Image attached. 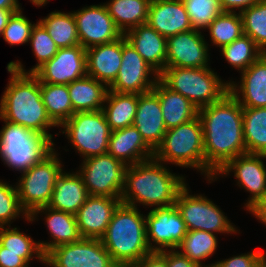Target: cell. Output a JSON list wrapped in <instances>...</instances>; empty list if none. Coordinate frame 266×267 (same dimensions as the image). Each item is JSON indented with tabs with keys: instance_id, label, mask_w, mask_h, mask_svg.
Wrapping results in <instances>:
<instances>
[{
	"instance_id": "cell-1",
	"label": "cell",
	"mask_w": 266,
	"mask_h": 267,
	"mask_svg": "<svg viewBox=\"0 0 266 267\" xmlns=\"http://www.w3.org/2000/svg\"><path fill=\"white\" fill-rule=\"evenodd\" d=\"M203 126L206 165L217 174L230 160L246 153L243 107L228 92L221 100L198 109Z\"/></svg>"
},
{
	"instance_id": "cell-2",
	"label": "cell",
	"mask_w": 266,
	"mask_h": 267,
	"mask_svg": "<svg viewBox=\"0 0 266 267\" xmlns=\"http://www.w3.org/2000/svg\"><path fill=\"white\" fill-rule=\"evenodd\" d=\"M187 184L184 175L173 173L153 157L127 166L120 199L132 207H168L175 205L179 192Z\"/></svg>"
},
{
	"instance_id": "cell-3",
	"label": "cell",
	"mask_w": 266,
	"mask_h": 267,
	"mask_svg": "<svg viewBox=\"0 0 266 267\" xmlns=\"http://www.w3.org/2000/svg\"><path fill=\"white\" fill-rule=\"evenodd\" d=\"M10 78L0 99V117L47 135L53 141L52 127H57L47 115L42 101L40 81L33 74L18 72L7 66Z\"/></svg>"
},
{
	"instance_id": "cell-4",
	"label": "cell",
	"mask_w": 266,
	"mask_h": 267,
	"mask_svg": "<svg viewBox=\"0 0 266 267\" xmlns=\"http://www.w3.org/2000/svg\"><path fill=\"white\" fill-rule=\"evenodd\" d=\"M140 212L139 207L121 203L101 238L103 246L118 265L137 264L152 252L146 239L145 215Z\"/></svg>"
},
{
	"instance_id": "cell-5",
	"label": "cell",
	"mask_w": 266,
	"mask_h": 267,
	"mask_svg": "<svg viewBox=\"0 0 266 267\" xmlns=\"http://www.w3.org/2000/svg\"><path fill=\"white\" fill-rule=\"evenodd\" d=\"M154 158L167 165L197 169L208 183L215 181L216 174L205 163L203 126L199 116L168 129L154 151Z\"/></svg>"
},
{
	"instance_id": "cell-6",
	"label": "cell",
	"mask_w": 266,
	"mask_h": 267,
	"mask_svg": "<svg viewBox=\"0 0 266 267\" xmlns=\"http://www.w3.org/2000/svg\"><path fill=\"white\" fill-rule=\"evenodd\" d=\"M159 80L198 109L221 100L229 92L230 85L228 80H222L210 67H165L159 74Z\"/></svg>"
},
{
	"instance_id": "cell-7",
	"label": "cell",
	"mask_w": 266,
	"mask_h": 267,
	"mask_svg": "<svg viewBox=\"0 0 266 267\" xmlns=\"http://www.w3.org/2000/svg\"><path fill=\"white\" fill-rule=\"evenodd\" d=\"M4 121L0 130V158L7 167L20 173L41 162L55 148L44 134Z\"/></svg>"
},
{
	"instance_id": "cell-8",
	"label": "cell",
	"mask_w": 266,
	"mask_h": 267,
	"mask_svg": "<svg viewBox=\"0 0 266 267\" xmlns=\"http://www.w3.org/2000/svg\"><path fill=\"white\" fill-rule=\"evenodd\" d=\"M58 155L54 149L41 162L21 173L16 183L20 206L29 216L50 202L56 180L64 166Z\"/></svg>"
},
{
	"instance_id": "cell-9",
	"label": "cell",
	"mask_w": 266,
	"mask_h": 267,
	"mask_svg": "<svg viewBox=\"0 0 266 267\" xmlns=\"http://www.w3.org/2000/svg\"><path fill=\"white\" fill-rule=\"evenodd\" d=\"M61 127L82 160L107 153L111 129L102 110L76 112Z\"/></svg>"
},
{
	"instance_id": "cell-10",
	"label": "cell",
	"mask_w": 266,
	"mask_h": 267,
	"mask_svg": "<svg viewBox=\"0 0 266 267\" xmlns=\"http://www.w3.org/2000/svg\"><path fill=\"white\" fill-rule=\"evenodd\" d=\"M188 184L179 192L175 206L186 223L188 231L211 233H240L225 213L212 200L202 194H189ZM238 231V232H237Z\"/></svg>"
},
{
	"instance_id": "cell-11",
	"label": "cell",
	"mask_w": 266,
	"mask_h": 267,
	"mask_svg": "<svg viewBox=\"0 0 266 267\" xmlns=\"http://www.w3.org/2000/svg\"><path fill=\"white\" fill-rule=\"evenodd\" d=\"M77 172L90 196L121 198L127 165L106 153L85 158Z\"/></svg>"
},
{
	"instance_id": "cell-12",
	"label": "cell",
	"mask_w": 266,
	"mask_h": 267,
	"mask_svg": "<svg viewBox=\"0 0 266 267\" xmlns=\"http://www.w3.org/2000/svg\"><path fill=\"white\" fill-rule=\"evenodd\" d=\"M47 267H117L101 239L82 238L51 249L45 255Z\"/></svg>"
},
{
	"instance_id": "cell-13",
	"label": "cell",
	"mask_w": 266,
	"mask_h": 267,
	"mask_svg": "<svg viewBox=\"0 0 266 267\" xmlns=\"http://www.w3.org/2000/svg\"><path fill=\"white\" fill-rule=\"evenodd\" d=\"M158 80L159 74L123 35L121 66L115 81L108 87L109 90L119 93L143 94L152 91Z\"/></svg>"
},
{
	"instance_id": "cell-14",
	"label": "cell",
	"mask_w": 266,
	"mask_h": 267,
	"mask_svg": "<svg viewBox=\"0 0 266 267\" xmlns=\"http://www.w3.org/2000/svg\"><path fill=\"white\" fill-rule=\"evenodd\" d=\"M145 221L146 239L151 251L176 249L188 232L175 205L150 209Z\"/></svg>"
},
{
	"instance_id": "cell-15",
	"label": "cell",
	"mask_w": 266,
	"mask_h": 267,
	"mask_svg": "<svg viewBox=\"0 0 266 267\" xmlns=\"http://www.w3.org/2000/svg\"><path fill=\"white\" fill-rule=\"evenodd\" d=\"M72 12L80 45L85 49L114 42L123 36L104 3L92 4Z\"/></svg>"
},
{
	"instance_id": "cell-16",
	"label": "cell",
	"mask_w": 266,
	"mask_h": 267,
	"mask_svg": "<svg viewBox=\"0 0 266 267\" xmlns=\"http://www.w3.org/2000/svg\"><path fill=\"white\" fill-rule=\"evenodd\" d=\"M266 155L245 153L230 160L218 173L214 180L220 176L225 177L234 172L235 181L240 188L242 187L250 196L245 203L248 210L258 200L266 196ZM223 175V176H222Z\"/></svg>"
},
{
	"instance_id": "cell-17",
	"label": "cell",
	"mask_w": 266,
	"mask_h": 267,
	"mask_svg": "<svg viewBox=\"0 0 266 267\" xmlns=\"http://www.w3.org/2000/svg\"><path fill=\"white\" fill-rule=\"evenodd\" d=\"M33 75L44 83L68 85L87 75L86 49L81 45L59 48Z\"/></svg>"
},
{
	"instance_id": "cell-18",
	"label": "cell",
	"mask_w": 266,
	"mask_h": 267,
	"mask_svg": "<svg viewBox=\"0 0 266 267\" xmlns=\"http://www.w3.org/2000/svg\"><path fill=\"white\" fill-rule=\"evenodd\" d=\"M202 31L192 29L167 38L165 67H210V53Z\"/></svg>"
},
{
	"instance_id": "cell-19",
	"label": "cell",
	"mask_w": 266,
	"mask_h": 267,
	"mask_svg": "<svg viewBox=\"0 0 266 267\" xmlns=\"http://www.w3.org/2000/svg\"><path fill=\"white\" fill-rule=\"evenodd\" d=\"M121 203L118 198L89 196L75 214L82 238L101 239Z\"/></svg>"
},
{
	"instance_id": "cell-20",
	"label": "cell",
	"mask_w": 266,
	"mask_h": 267,
	"mask_svg": "<svg viewBox=\"0 0 266 267\" xmlns=\"http://www.w3.org/2000/svg\"><path fill=\"white\" fill-rule=\"evenodd\" d=\"M240 73V82L229 81V92L242 107H266V53Z\"/></svg>"
},
{
	"instance_id": "cell-21",
	"label": "cell",
	"mask_w": 266,
	"mask_h": 267,
	"mask_svg": "<svg viewBox=\"0 0 266 267\" xmlns=\"http://www.w3.org/2000/svg\"><path fill=\"white\" fill-rule=\"evenodd\" d=\"M133 125L145 143L155 151L167 131L159 97L153 92L138 94V105Z\"/></svg>"
},
{
	"instance_id": "cell-22",
	"label": "cell",
	"mask_w": 266,
	"mask_h": 267,
	"mask_svg": "<svg viewBox=\"0 0 266 267\" xmlns=\"http://www.w3.org/2000/svg\"><path fill=\"white\" fill-rule=\"evenodd\" d=\"M45 214V224L50 233L51 241H38L44 255L51 249L62 245L77 242L82 239L74 214L54 210L48 206L36 209L27 219L29 222L38 220V214Z\"/></svg>"
},
{
	"instance_id": "cell-23",
	"label": "cell",
	"mask_w": 266,
	"mask_h": 267,
	"mask_svg": "<svg viewBox=\"0 0 266 267\" xmlns=\"http://www.w3.org/2000/svg\"><path fill=\"white\" fill-rule=\"evenodd\" d=\"M147 23L166 38L193 29L182 0H151Z\"/></svg>"
},
{
	"instance_id": "cell-24",
	"label": "cell",
	"mask_w": 266,
	"mask_h": 267,
	"mask_svg": "<svg viewBox=\"0 0 266 267\" xmlns=\"http://www.w3.org/2000/svg\"><path fill=\"white\" fill-rule=\"evenodd\" d=\"M122 61V37L86 49L87 75L109 87L116 79Z\"/></svg>"
},
{
	"instance_id": "cell-25",
	"label": "cell",
	"mask_w": 266,
	"mask_h": 267,
	"mask_svg": "<svg viewBox=\"0 0 266 267\" xmlns=\"http://www.w3.org/2000/svg\"><path fill=\"white\" fill-rule=\"evenodd\" d=\"M124 36L158 74L164 70L167 57L166 37L159 34L148 23L128 30Z\"/></svg>"
},
{
	"instance_id": "cell-26",
	"label": "cell",
	"mask_w": 266,
	"mask_h": 267,
	"mask_svg": "<svg viewBox=\"0 0 266 267\" xmlns=\"http://www.w3.org/2000/svg\"><path fill=\"white\" fill-rule=\"evenodd\" d=\"M107 153L127 166L154 157V151L145 143L134 125L111 131Z\"/></svg>"
},
{
	"instance_id": "cell-27",
	"label": "cell",
	"mask_w": 266,
	"mask_h": 267,
	"mask_svg": "<svg viewBox=\"0 0 266 267\" xmlns=\"http://www.w3.org/2000/svg\"><path fill=\"white\" fill-rule=\"evenodd\" d=\"M89 196L80 174L63 170L56 180L47 206L54 210L75 215Z\"/></svg>"
},
{
	"instance_id": "cell-28",
	"label": "cell",
	"mask_w": 266,
	"mask_h": 267,
	"mask_svg": "<svg viewBox=\"0 0 266 267\" xmlns=\"http://www.w3.org/2000/svg\"><path fill=\"white\" fill-rule=\"evenodd\" d=\"M152 91L159 97L167 130L198 116V108L192 102L181 94L171 91L160 80L156 82Z\"/></svg>"
},
{
	"instance_id": "cell-29",
	"label": "cell",
	"mask_w": 266,
	"mask_h": 267,
	"mask_svg": "<svg viewBox=\"0 0 266 267\" xmlns=\"http://www.w3.org/2000/svg\"><path fill=\"white\" fill-rule=\"evenodd\" d=\"M73 111L102 110L109 88L102 82L86 75L67 85Z\"/></svg>"
},
{
	"instance_id": "cell-30",
	"label": "cell",
	"mask_w": 266,
	"mask_h": 267,
	"mask_svg": "<svg viewBox=\"0 0 266 267\" xmlns=\"http://www.w3.org/2000/svg\"><path fill=\"white\" fill-rule=\"evenodd\" d=\"M137 105L138 94L108 90L102 111L111 131L133 125Z\"/></svg>"
},
{
	"instance_id": "cell-31",
	"label": "cell",
	"mask_w": 266,
	"mask_h": 267,
	"mask_svg": "<svg viewBox=\"0 0 266 267\" xmlns=\"http://www.w3.org/2000/svg\"><path fill=\"white\" fill-rule=\"evenodd\" d=\"M151 0H110L104 3L116 27L124 35L148 21Z\"/></svg>"
},
{
	"instance_id": "cell-32",
	"label": "cell",
	"mask_w": 266,
	"mask_h": 267,
	"mask_svg": "<svg viewBox=\"0 0 266 267\" xmlns=\"http://www.w3.org/2000/svg\"><path fill=\"white\" fill-rule=\"evenodd\" d=\"M40 91L47 115L61 127L75 113L67 85L40 82Z\"/></svg>"
},
{
	"instance_id": "cell-33",
	"label": "cell",
	"mask_w": 266,
	"mask_h": 267,
	"mask_svg": "<svg viewBox=\"0 0 266 267\" xmlns=\"http://www.w3.org/2000/svg\"><path fill=\"white\" fill-rule=\"evenodd\" d=\"M218 237L216 234L202 230L188 231L179 243L176 250L188 257L199 267H212L213 264L202 263L203 260L209 259L217 249Z\"/></svg>"
},
{
	"instance_id": "cell-34",
	"label": "cell",
	"mask_w": 266,
	"mask_h": 267,
	"mask_svg": "<svg viewBox=\"0 0 266 267\" xmlns=\"http://www.w3.org/2000/svg\"><path fill=\"white\" fill-rule=\"evenodd\" d=\"M48 31L58 48H69L80 45L76 21L73 12H50L38 20Z\"/></svg>"
},
{
	"instance_id": "cell-35",
	"label": "cell",
	"mask_w": 266,
	"mask_h": 267,
	"mask_svg": "<svg viewBox=\"0 0 266 267\" xmlns=\"http://www.w3.org/2000/svg\"><path fill=\"white\" fill-rule=\"evenodd\" d=\"M246 153L266 155V107H243Z\"/></svg>"
},
{
	"instance_id": "cell-36",
	"label": "cell",
	"mask_w": 266,
	"mask_h": 267,
	"mask_svg": "<svg viewBox=\"0 0 266 267\" xmlns=\"http://www.w3.org/2000/svg\"><path fill=\"white\" fill-rule=\"evenodd\" d=\"M29 43L33 50L32 53L37 60V64L28 71L19 60L9 62L7 66L21 73L33 74L40 66L48 62L59 49L48 31L39 21L35 23L32 29L28 44Z\"/></svg>"
},
{
	"instance_id": "cell-37",
	"label": "cell",
	"mask_w": 266,
	"mask_h": 267,
	"mask_svg": "<svg viewBox=\"0 0 266 267\" xmlns=\"http://www.w3.org/2000/svg\"><path fill=\"white\" fill-rule=\"evenodd\" d=\"M228 64L239 72L247 69L264 52L256 45L252 38L242 34L238 39L220 49Z\"/></svg>"
},
{
	"instance_id": "cell-38",
	"label": "cell",
	"mask_w": 266,
	"mask_h": 267,
	"mask_svg": "<svg viewBox=\"0 0 266 267\" xmlns=\"http://www.w3.org/2000/svg\"><path fill=\"white\" fill-rule=\"evenodd\" d=\"M206 29L209 31L211 43L221 49L243 34L241 15L239 12H222Z\"/></svg>"
},
{
	"instance_id": "cell-39",
	"label": "cell",
	"mask_w": 266,
	"mask_h": 267,
	"mask_svg": "<svg viewBox=\"0 0 266 267\" xmlns=\"http://www.w3.org/2000/svg\"><path fill=\"white\" fill-rule=\"evenodd\" d=\"M243 34L248 35L266 53V0H260L240 12Z\"/></svg>"
},
{
	"instance_id": "cell-40",
	"label": "cell",
	"mask_w": 266,
	"mask_h": 267,
	"mask_svg": "<svg viewBox=\"0 0 266 267\" xmlns=\"http://www.w3.org/2000/svg\"><path fill=\"white\" fill-rule=\"evenodd\" d=\"M193 29L206 30L223 11L220 0H182Z\"/></svg>"
},
{
	"instance_id": "cell-41",
	"label": "cell",
	"mask_w": 266,
	"mask_h": 267,
	"mask_svg": "<svg viewBox=\"0 0 266 267\" xmlns=\"http://www.w3.org/2000/svg\"><path fill=\"white\" fill-rule=\"evenodd\" d=\"M20 216L29 218L20 206L16 185L0 180V226H11Z\"/></svg>"
},
{
	"instance_id": "cell-42",
	"label": "cell",
	"mask_w": 266,
	"mask_h": 267,
	"mask_svg": "<svg viewBox=\"0 0 266 267\" xmlns=\"http://www.w3.org/2000/svg\"><path fill=\"white\" fill-rule=\"evenodd\" d=\"M19 230L17 227L0 226V244L3 246V252L43 253L38 241Z\"/></svg>"
},
{
	"instance_id": "cell-43",
	"label": "cell",
	"mask_w": 266,
	"mask_h": 267,
	"mask_svg": "<svg viewBox=\"0 0 266 267\" xmlns=\"http://www.w3.org/2000/svg\"><path fill=\"white\" fill-rule=\"evenodd\" d=\"M34 23L23 15L22 8L14 12L2 33L3 39L11 46L29 42Z\"/></svg>"
},
{
	"instance_id": "cell-44",
	"label": "cell",
	"mask_w": 266,
	"mask_h": 267,
	"mask_svg": "<svg viewBox=\"0 0 266 267\" xmlns=\"http://www.w3.org/2000/svg\"><path fill=\"white\" fill-rule=\"evenodd\" d=\"M33 259L45 264L43 253L3 252V246L0 244V267H29L30 261Z\"/></svg>"
},
{
	"instance_id": "cell-45",
	"label": "cell",
	"mask_w": 266,
	"mask_h": 267,
	"mask_svg": "<svg viewBox=\"0 0 266 267\" xmlns=\"http://www.w3.org/2000/svg\"><path fill=\"white\" fill-rule=\"evenodd\" d=\"M263 253V250L255 249L249 253H242L214 262L212 267H257Z\"/></svg>"
},
{
	"instance_id": "cell-46",
	"label": "cell",
	"mask_w": 266,
	"mask_h": 267,
	"mask_svg": "<svg viewBox=\"0 0 266 267\" xmlns=\"http://www.w3.org/2000/svg\"><path fill=\"white\" fill-rule=\"evenodd\" d=\"M138 267H167V250L152 251L137 264Z\"/></svg>"
},
{
	"instance_id": "cell-47",
	"label": "cell",
	"mask_w": 266,
	"mask_h": 267,
	"mask_svg": "<svg viewBox=\"0 0 266 267\" xmlns=\"http://www.w3.org/2000/svg\"><path fill=\"white\" fill-rule=\"evenodd\" d=\"M167 267H199L176 249L167 250Z\"/></svg>"
},
{
	"instance_id": "cell-48",
	"label": "cell",
	"mask_w": 266,
	"mask_h": 267,
	"mask_svg": "<svg viewBox=\"0 0 266 267\" xmlns=\"http://www.w3.org/2000/svg\"><path fill=\"white\" fill-rule=\"evenodd\" d=\"M260 0H220L221 7L224 12H238L254 5Z\"/></svg>"
},
{
	"instance_id": "cell-49",
	"label": "cell",
	"mask_w": 266,
	"mask_h": 267,
	"mask_svg": "<svg viewBox=\"0 0 266 267\" xmlns=\"http://www.w3.org/2000/svg\"><path fill=\"white\" fill-rule=\"evenodd\" d=\"M255 218H257L261 224L266 226V196L258 200L252 207L248 210Z\"/></svg>"
},
{
	"instance_id": "cell-50",
	"label": "cell",
	"mask_w": 266,
	"mask_h": 267,
	"mask_svg": "<svg viewBox=\"0 0 266 267\" xmlns=\"http://www.w3.org/2000/svg\"><path fill=\"white\" fill-rule=\"evenodd\" d=\"M20 9H0V35H2L4 28L8 24V21L14 12Z\"/></svg>"
},
{
	"instance_id": "cell-51",
	"label": "cell",
	"mask_w": 266,
	"mask_h": 267,
	"mask_svg": "<svg viewBox=\"0 0 266 267\" xmlns=\"http://www.w3.org/2000/svg\"><path fill=\"white\" fill-rule=\"evenodd\" d=\"M18 0H0V9H21Z\"/></svg>"
},
{
	"instance_id": "cell-52",
	"label": "cell",
	"mask_w": 266,
	"mask_h": 267,
	"mask_svg": "<svg viewBox=\"0 0 266 267\" xmlns=\"http://www.w3.org/2000/svg\"><path fill=\"white\" fill-rule=\"evenodd\" d=\"M49 1L48 0H30V2L37 7L45 6L47 3H49Z\"/></svg>"
},
{
	"instance_id": "cell-53",
	"label": "cell",
	"mask_w": 266,
	"mask_h": 267,
	"mask_svg": "<svg viewBox=\"0 0 266 267\" xmlns=\"http://www.w3.org/2000/svg\"><path fill=\"white\" fill-rule=\"evenodd\" d=\"M257 267H266V253L265 252L262 254Z\"/></svg>"
},
{
	"instance_id": "cell-54",
	"label": "cell",
	"mask_w": 266,
	"mask_h": 267,
	"mask_svg": "<svg viewBox=\"0 0 266 267\" xmlns=\"http://www.w3.org/2000/svg\"><path fill=\"white\" fill-rule=\"evenodd\" d=\"M117 267H138L136 264H130V265H118Z\"/></svg>"
}]
</instances>
